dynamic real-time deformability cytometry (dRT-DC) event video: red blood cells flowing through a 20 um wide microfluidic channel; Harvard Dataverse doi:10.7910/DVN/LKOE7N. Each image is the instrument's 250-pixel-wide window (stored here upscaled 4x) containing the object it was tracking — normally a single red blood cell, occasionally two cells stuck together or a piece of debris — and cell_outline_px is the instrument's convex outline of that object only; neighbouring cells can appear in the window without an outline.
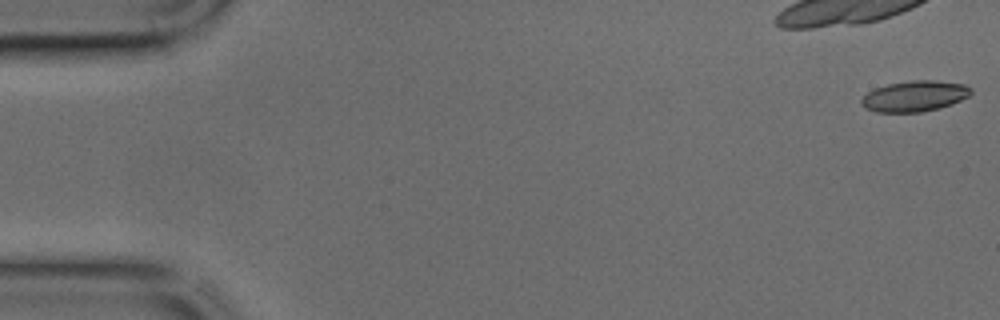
{"species": "common noctule bat (a hibernating species)", "species_latin": "Nyctalus noctula", "temperature_condition": "cold", "stored_images_in_passage": 9, "camera_frame_rate_fps": 3000, "um_per_image_px": 0.085, "animal": {"sex": "male", "body_mass_g": 17.9, "forearm_length_mm": 54.2}, "frame": {"image": 1, "passage_image": 1, "time_ms": 0.0, "image_size_px": [1000, 320], "cell_outline_px": [[972, 92], [968, 96], [952, 104], [940, 108], [920, 112], [876, 112], [864, 108], [860, 104], [860, 100], [868, 92], [876, 88], [888, 84], [912, 80], [936, 80], [968, 84], [972, 88]], "centroid_in_image_um": [77.76, 8.17], "position_along_channel_um": 7.2, "area_um2": 19.83}}